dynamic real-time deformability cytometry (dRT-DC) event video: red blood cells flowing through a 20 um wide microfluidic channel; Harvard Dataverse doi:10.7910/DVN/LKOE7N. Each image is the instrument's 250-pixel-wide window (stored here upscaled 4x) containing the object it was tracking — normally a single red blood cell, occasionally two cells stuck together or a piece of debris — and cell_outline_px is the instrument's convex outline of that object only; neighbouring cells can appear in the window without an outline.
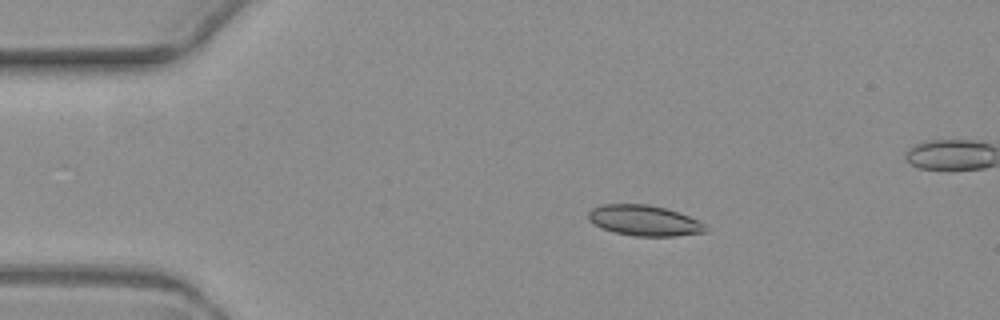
{"species": "common noctule bat (a hibernating species)", "species_latin": "Nyctalus noctula", "temperature_condition": "warm", "stored_images_in_passage": 8, "camera_frame_rate_fps": 3000, "um_per_image_px": 0.085, "animal": {"sex": "female", "body_mass_g": 19.3, "forearm_length_mm": 54.1}, "frame": {"image": 1, "passage_image": 2, "time_ms": 2.0, "image_size_px": [1000, 320], "cell_outline_px": [[708, 232], [676, 236], [636, 236], [616, 232], [600, 228], [592, 224], [588, 220], [588, 212], [592, 208], [604, 204], [648, 204], [664, 208], [700, 220], [708, 228]], "centroid_in_image_um": [54.76, 18.75], "position_along_channel_um": 30.2, "area_um2": 20.98}}
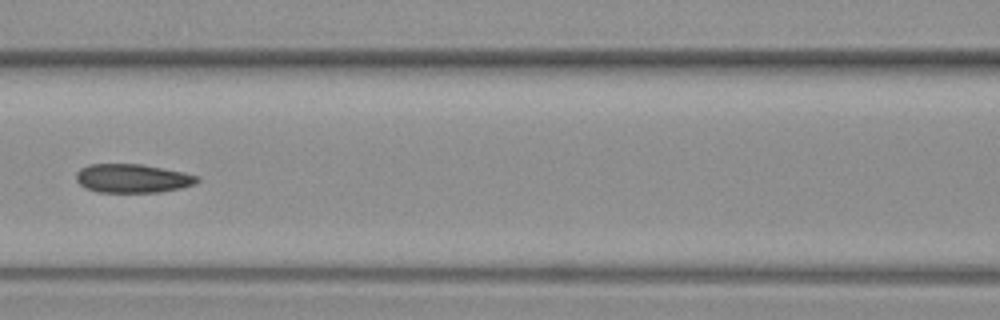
{"frame": {"image": 2, "passage_image": 6, "time_ms": 7.0, "image_size_px": [1000, 320], "cell_outline_px": [[200, 180], [196, 184], [180, 188], [160, 192], [96, 192], [84, 188], [76, 180], [76, 172], [80, 168], [88, 164], [140, 164], [184, 172], [200, 176]], "centroid_in_image_um": [11.26, 15.16], "position_along_channel_um": 155.3, "area_um2": 20.46}}
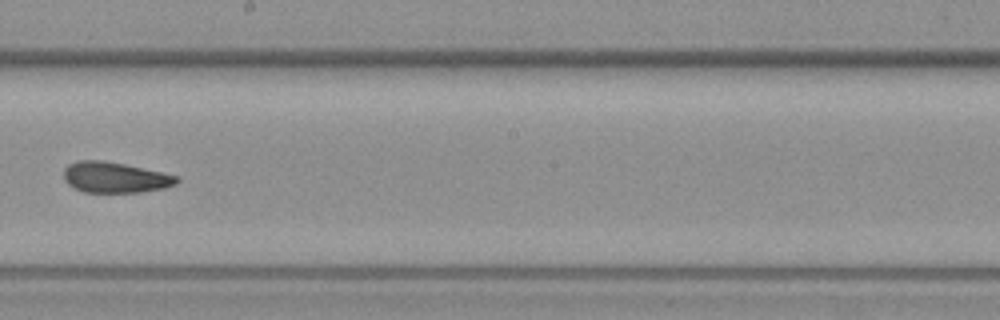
{"frame": {"image": 3, "passage_image": 8, "time_ms": 9.333, "image_size_px": [1000, 320], "cell_outline_px": [[180, 180], [176, 184], [164, 188], [140, 192], [84, 192], [68, 184], [64, 180], [64, 168], [68, 164], [76, 160], [100, 160], [124, 164], [180, 176]], "centroid_in_image_um": [9.78, 15.07], "position_along_channel_um": 238.4, "area_um2": 20.23}}